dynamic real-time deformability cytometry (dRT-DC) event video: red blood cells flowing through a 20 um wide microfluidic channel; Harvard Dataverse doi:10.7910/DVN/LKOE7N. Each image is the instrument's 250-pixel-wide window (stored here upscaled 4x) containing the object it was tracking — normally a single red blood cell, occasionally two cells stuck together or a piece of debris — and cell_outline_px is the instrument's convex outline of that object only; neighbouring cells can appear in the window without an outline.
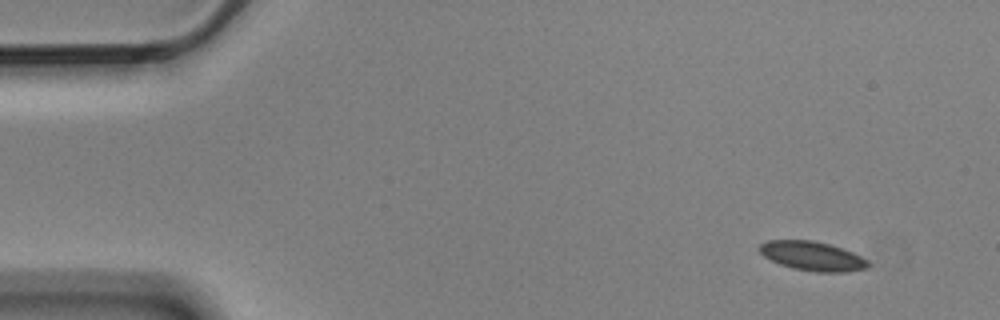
{"species": "Egyptian fruit bat (a non-hibernating species)", "species_latin": "Rousettus aegyptiacus", "temperature_condition": "cold", "stored_images_in_passage": 6, "camera_frame_rate_fps": 3000, "um_per_image_px": 0.085, "animal": {"sex": "male"}, "frame": {"image": 1, "passage_image": 1, "time_ms": 0.0, "image_size_px": [1000, 320], "cell_outline_px": [[868, 268], [844, 272], [816, 272], [792, 268], [780, 264], [764, 256], [756, 248], [760, 244], [768, 240], [812, 240], [832, 244], [852, 252], [868, 260]], "centroid_in_image_um": [69.03, 21.76], "position_along_channel_um": 16.0, "area_um2": 18.55}}
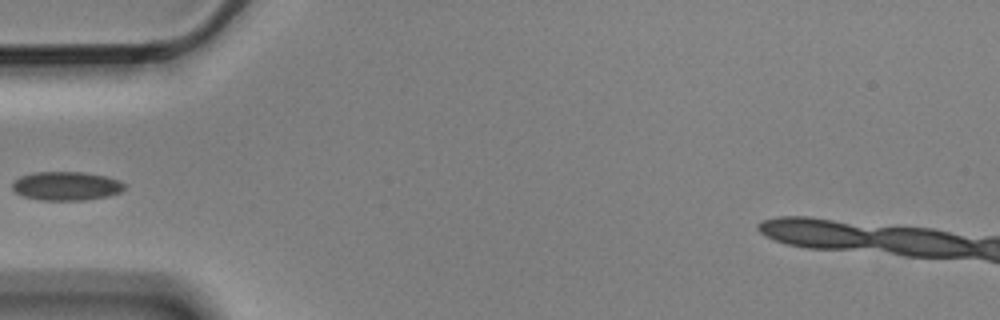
{"frame": {"image": 2, "passage_image": 5, "time_ms": 1.333, "image_size_px": [1000, 320], "cell_outline_px": [[124, 188], [120, 192], [108, 196], [84, 200], [40, 200], [24, 196], [16, 192], [12, 188], [12, 184], [20, 176], [32, 172], [84, 172], [108, 176], [124, 184]], "centroid_in_image_um": [5.62, 15.8], "position_along_channel_um": 79.4, "area_um2": 18.73}}
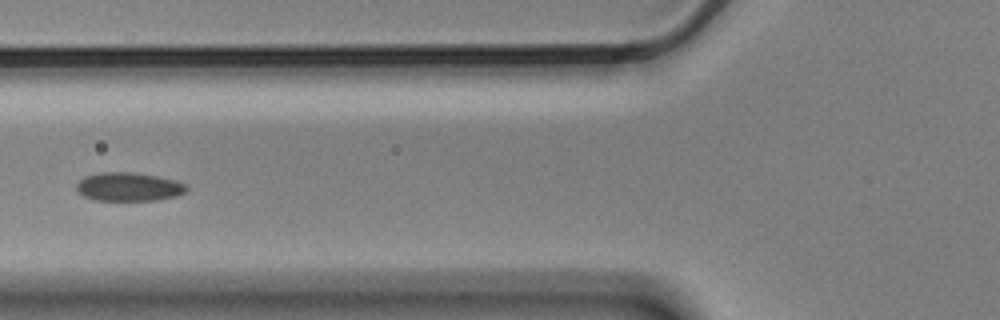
{"frame": {"image": 3, "passage_image": 6, "time_ms": 1.667, "image_size_px": [1000, 320], "cell_outline_px": [[188, 192], [176, 196], [156, 200], [92, 200], [84, 196], [76, 188], [76, 184], [84, 176], [100, 172], [132, 172], [156, 176], [176, 180], [188, 184]], "centroid_in_image_um": [10.98, 15.87], "position_along_channel_um": 114.8, "area_um2": 18.5}}